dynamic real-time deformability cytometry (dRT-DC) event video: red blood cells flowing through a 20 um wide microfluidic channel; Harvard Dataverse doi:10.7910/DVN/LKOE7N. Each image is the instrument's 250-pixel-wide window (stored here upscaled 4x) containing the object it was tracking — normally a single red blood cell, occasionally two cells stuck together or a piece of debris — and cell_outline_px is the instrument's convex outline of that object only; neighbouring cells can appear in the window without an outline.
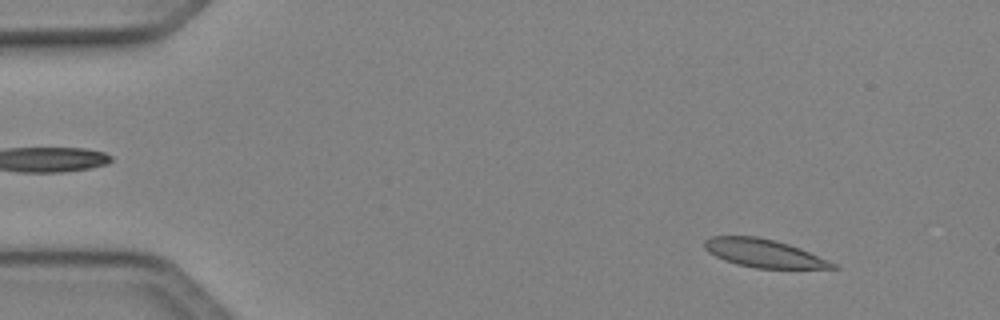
{"species": "Egyptian fruit bat (a non-hibernating species)", "species_latin": "Rousettus aegyptiacus", "temperature_condition": "cold", "stored_images_in_passage": 49, "camera_frame_rate_fps": 3000, "um_per_image_px": 0.085, "animal": {"sex": "female"}, "frame": {"image": 1, "passage_image": 5, "time_ms": 1.333, "image_size_px": [1000, 320], "cell_outline_px": [[840, 268], [756, 268], [736, 264], [724, 260], [708, 252], [704, 248], [704, 240], [712, 236], [756, 236], [788, 244], [808, 252], [836, 264]], "centroid_in_image_um": [64.85, 21.52], "position_along_channel_um": 20.1, "area_um2": 20.63}}
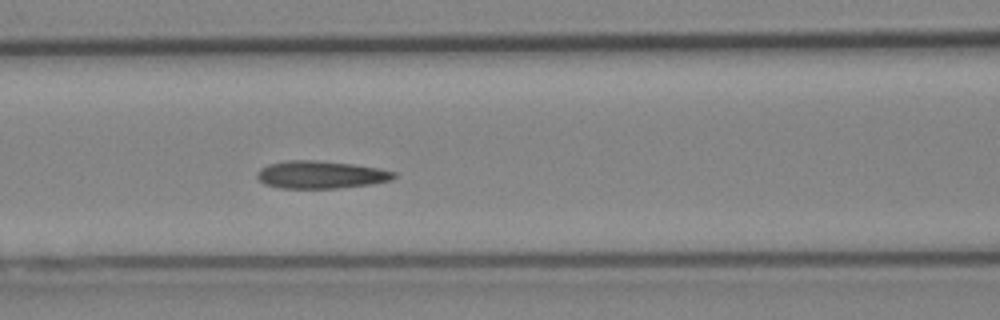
{"frame": {"image": 2, "passage_image": 21, "time_ms": 6.667, "image_size_px": [1000, 320], "cell_outline_px": [[396, 176], [392, 180], [372, 184], [336, 188], [280, 188], [264, 184], [256, 176], [256, 172], [260, 168], [268, 164], [288, 160], [316, 160], [352, 164], [380, 168], [396, 172]], "centroid_in_image_um": [27.26, 14.84], "position_along_channel_um": 139.3, "area_um2": 22.14}}
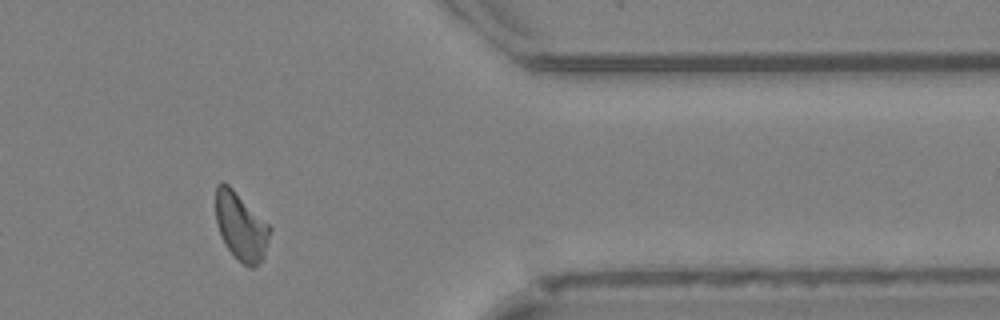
{"frame": {"image": 3, "passage_image": 41, "time_ms": 13.333, "image_size_px": [1000, 320], "cell_outline_px": [[272, 228], [268, 244], [264, 256], [256, 268], [248, 268], [224, 244], [220, 236], [216, 224], [216, 184], [228, 184]], "centroid_in_image_um": [20.49, 19.29], "position_along_channel_um": 390.9, "area_um2": 21.21}, "authors_computed_cell_mechanics": {"area_um2": 21.5016, "velocity_mm_per_s": 4.0566, "shape_relaxation_time_tau1_ms": null, "shape_relaxation_time_tau2_ms": 2.9643, "deformation_change_tau1": null, "deformation_change_tau2": 0.0936}}